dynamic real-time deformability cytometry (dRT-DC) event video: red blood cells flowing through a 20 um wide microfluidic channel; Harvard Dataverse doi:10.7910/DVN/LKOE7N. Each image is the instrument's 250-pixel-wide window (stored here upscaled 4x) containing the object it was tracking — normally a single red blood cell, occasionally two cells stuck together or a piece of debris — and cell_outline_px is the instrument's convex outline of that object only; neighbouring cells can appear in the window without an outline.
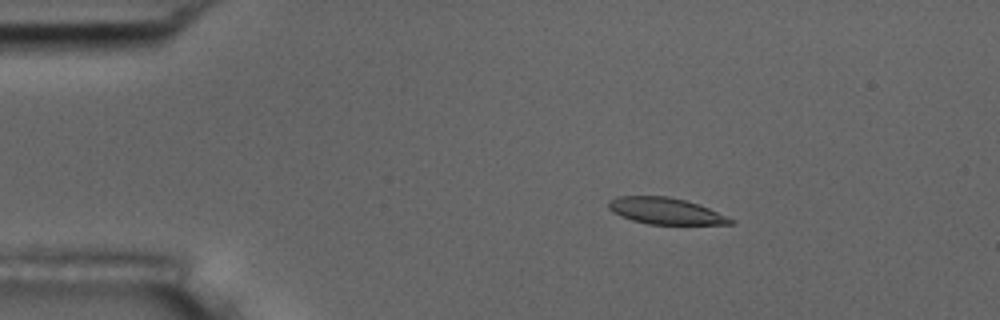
{"species": "common noctule bat (a hibernating species)", "species_latin": "Nyctalus noctula", "temperature_condition": "room temperature", "stored_images_in_passage": 2, "camera_frame_rate_fps": 3000, "um_per_image_px": 0.085, "animal": {"sex": "male", "body_mass_g": 17.5, "forearm_length_mm": 52.3}, "frame": {"image": 1, "passage_image": 2, "time_ms": 2.667, "image_size_px": [1000, 320], "cell_outline_px": [[736, 220], [732, 224], [648, 224], [632, 220], [620, 216], [612, 212], [608, 208], [608, 200], [616, 196], [668, 196], [684, 200], [708, 208]], "centroid_in_image_um": [56.52, 17.93], "position_along_channel_um": 28.5, "area_um2": 18.73}}